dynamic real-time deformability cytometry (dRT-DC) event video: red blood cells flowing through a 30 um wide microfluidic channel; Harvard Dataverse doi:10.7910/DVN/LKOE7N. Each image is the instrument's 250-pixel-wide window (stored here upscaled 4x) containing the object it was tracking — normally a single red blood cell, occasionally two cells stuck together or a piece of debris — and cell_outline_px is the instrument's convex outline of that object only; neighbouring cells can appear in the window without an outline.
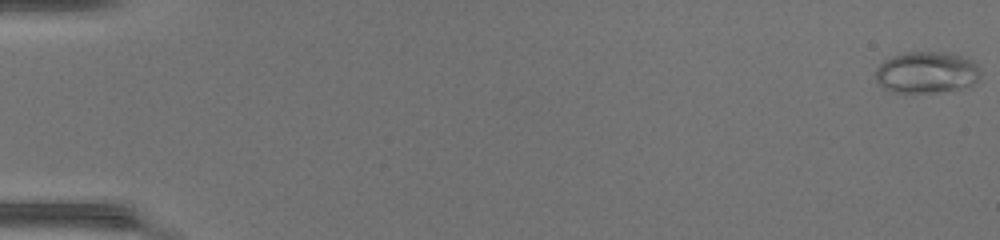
{"species": "common noctule bat (a hibernating species)", "species_latin": "Nyctalus noctula", "temperature_condition": "warm", "stored_images_in_passage": 50, "camera_frame_rate_fps": 3000, "um_per_image_px": 0.085, "animal": {"sex": "female", "body_mass_g": 17.0, "forearm_length_mm": 48.0}, "frame": {"image": 1, "passage_image": 1, "time_ms": 0.0, "image_size_px": [1000, 240], "cell_outline_px": [[980, 80], [968, 88], [940, 92], [892, 92], [880, 88], [876, 80], [876, 68], [884, 60], [892, 56], [904, 52], [952, 52], [972, 60], [976, 64], [980, 72]], "centroid_in_image_um": [78.78, 6.16], "position_along_channel_um": 6.2, "area_um2": 26.01}}
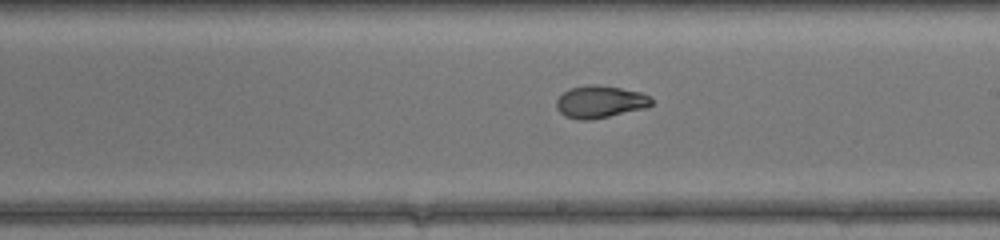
{"frame": {"image": 2, "passage_image": 30, "time_ms": 9.667, "image_size_px": [1000, 240], "cell_outline_px": [[652, 104], [648, 108], [588, 120], [580, 120], [564, 116], [556, 108], [556, 100], [568, 88], [588, 84], [596, 84], [620, 88], [640, 92], [652, 96]], "centroid_in_image_um": [51.01, 8.64], "position_along_channel_um": 238.0, "area_um2": 18.03}}
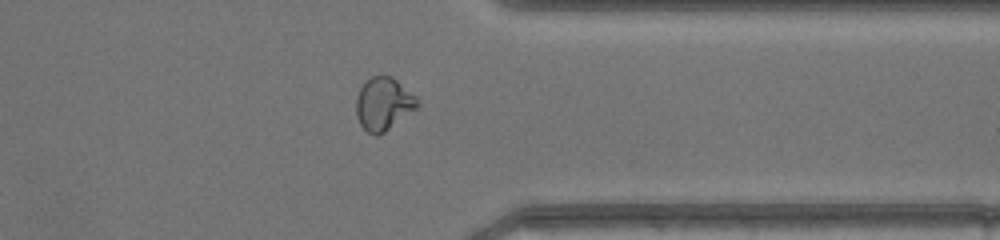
{"frame": {"image": 3, "passage_image": 40, "time_ms": 13.0, "image_size_px": [1000, 240], "cell_outline_px": [[420, 104], [416, 108], [384, 132], [376, 136], [368, 132], [360, 124], [356, 116], [356, 96], [360, 88], [372, 76], [392, 76], [416, 96]], "centroid_in_image_um": [32.59, 8.82], "position_along_channel_um": 378.8, "area_um2": 18.61}, "authors_computed_cell_mechanics": {"area_um2": 19.9988, "velocity_mm_per_s": 4.3381, "shape_relaxation_time_tau1_ms": null, "shape_relaxation_time_tau2_ms": 1.0042, "deformation_change_tau1": null, "deformation_change_tau2": 0.0526}}